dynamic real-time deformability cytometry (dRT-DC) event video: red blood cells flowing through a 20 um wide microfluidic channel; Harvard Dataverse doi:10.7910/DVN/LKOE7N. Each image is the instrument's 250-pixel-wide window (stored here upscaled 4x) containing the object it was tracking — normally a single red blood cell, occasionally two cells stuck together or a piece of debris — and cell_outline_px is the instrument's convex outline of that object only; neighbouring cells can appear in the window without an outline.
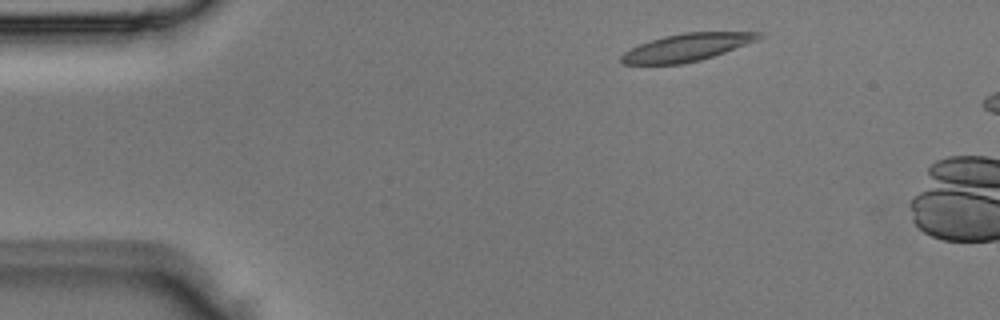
{"species": "Egyptian fruit bat (a non-hibernating species)", "species_latin": "Rousettus aegyptiacus", "temperature_condition": "room temperature", "stored_images_in_passage": 2, "camera_frame_rate_fps": 3000, "um_per_image_px": 0.085, "animal": {"sex": "male"}, "frame": {"image": 1, "passage_image": 1, "time_ms": 0.0, "image_size_px": [1000, 320], "cell_outline_px": [[764, 36], [756, 40], [724, 52], [700, 60], [684, 64], [620, 64], [620, 56], [624, 52], [640, 44], [664, 36], [684, 32], [764, 32]], "centroid_in_image_um": [58.36, 4.03], "position_along_channel_um": 26.6, "area_um2": 21.85}}